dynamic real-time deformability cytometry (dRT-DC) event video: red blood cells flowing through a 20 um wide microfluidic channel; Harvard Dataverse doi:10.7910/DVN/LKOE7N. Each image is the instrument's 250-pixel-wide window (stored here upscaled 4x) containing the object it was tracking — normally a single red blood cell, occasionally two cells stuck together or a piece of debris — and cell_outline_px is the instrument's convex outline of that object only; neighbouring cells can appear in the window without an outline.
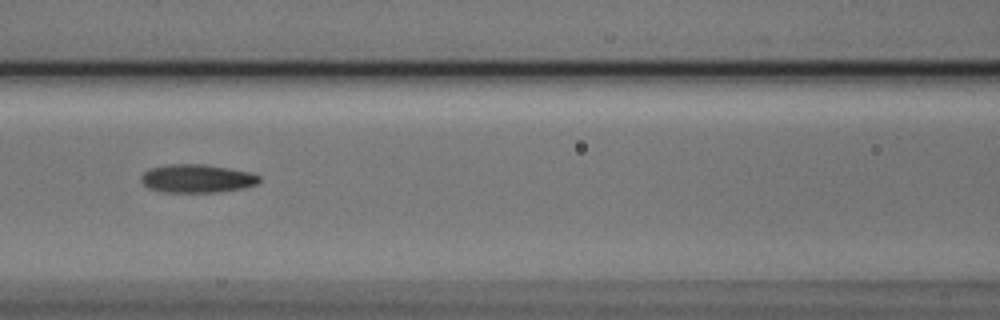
{"species": "Egyptian fruit bat (a non-hibernating species)", "species_latin": "Rousettus aegyptiacus", "temperature_condition": "cold", "stored_images_in_passage": 9, "camera_frame_rate_fps": 3000, "um_per_image_px": 0.085, "animal": {"sex": "male"}, "frame": {"image": 1, "passage_image": 7, "time_ms": 2.0, "image_size_px": [1000, 320], "cell_outline_px": [[260, 180], [256, 184], [244, 188], [216, 192], [160, 192], [148, 188], [140, 180], [140, 176], [148, 168], [168, 164], [204, 164], [228, 168], [248, 172], [260, 176]], "centroid_in_image_um": [16.69, 15.17], "position_along_channel_um": 149.9, "area_um2": 19.59}}
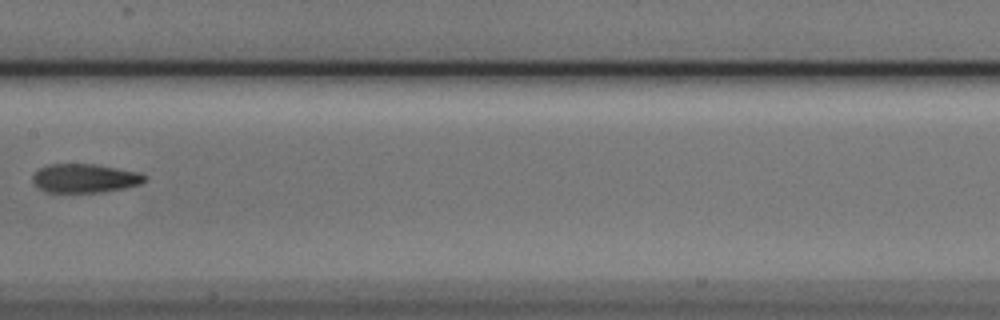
{"frame": {"image": 2, "passage_image": 8, "time_ms": 2.333, "image_size_px": [1000, 320], "cell_outline_px": [[148, 180], [140, 184], [124, 188], [100, 192], [48, 192], [40, 188], [32, 180], [32, 176], [40, 168], [48, 164], [96, 164], [140, 172], [148, 176]], "centroid_in_image_um": [7.27, 15.14], "position_along_channel_um": 200.1, "area_um2": 18.84}}
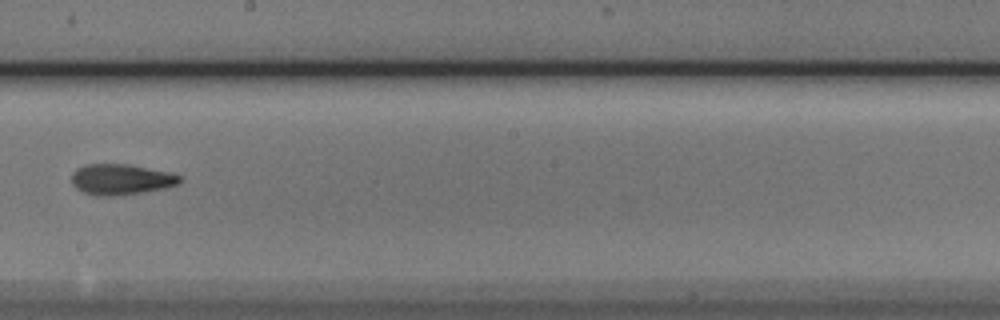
{"frame": {"image": 3, "passage_image": 9, "time_ms": 2.667, "image_size_px": [1000, 320], "cell_outline_px": [[184, 180], [180, 184], [164, 188], [144, 192], [116, 196], [96, 196], [84, 192], [76, 188], [72, 184], [72, 172], [76, 168], [84, 164], [128, 164], [172, 172], [184, 176]], "centroid_in_image_um": [10.34, 15.24], "position_along_channel_um": 237.9, "area_um2": 19.83}}